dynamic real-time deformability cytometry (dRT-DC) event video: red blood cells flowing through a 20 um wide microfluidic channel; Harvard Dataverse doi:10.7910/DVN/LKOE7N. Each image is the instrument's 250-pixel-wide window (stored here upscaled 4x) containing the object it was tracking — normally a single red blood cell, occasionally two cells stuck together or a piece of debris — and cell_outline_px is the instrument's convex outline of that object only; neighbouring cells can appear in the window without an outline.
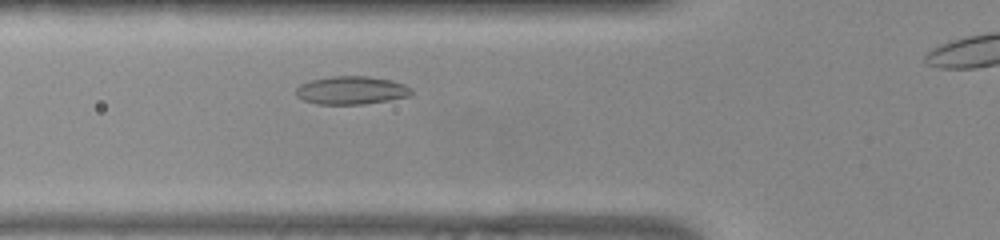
{"species": "common noctule bat (a hibernating species)", "species_latin": "Nyctalus noctula", "temperature_condition": "warm", "stored_images_in_passage": 29, "camera_frame_rate_fps": 3000, "um_per_image_px": 0.085, "animal": {"sex": "female", "body_mass_g": 22.0, "forearm_length_mm": 56.7}, "frame": {"image": 1, "passage_image": 4, "time_ms": 1.0, "image_size_px": [1000, 240], "cell_outline_px": [[412, 96], [392, 100], [364, 104], [320, 104], [304, 100], [296, 96], [296, 88], [300, 84], [312, 80], [332, 76], [368, 76], [392, 80], [404, 84], [412, 88]], "centroid_in_image_um": [29.92, 7.68], "position_along_channel_um": 95.9, "area_um2": 19.07}}
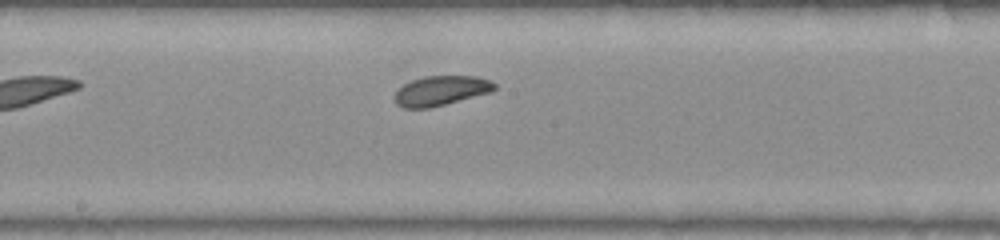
{"frame": {"image": 2, "passage_image": 13, "time_ms": 4.0, "image_size_px": [1000, 240], "cell_outline_px": [[496, 88], [492, 92], [428, 108], [404, 108], [396, 104], [392, 96], [396, 88], [412, 80], [424, 76], [476, 76], [488, 80], [496, 84]], "centroid_in_image_um": [37.42, 7.71], "position_along_channel_um": 210.8, "area_um2": 17.4}}
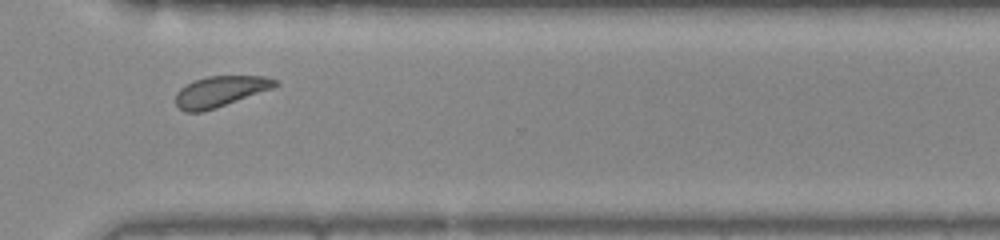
{"frame": {"image": 3, "passage_image": 24, "time_ms": 7.667, "image_size_px": [1000, 240], "cell_outline_px": [[280, 84], [272, 88], [216, 108], [204, 112], [184, 112], [176, 104], [176, 92], [180, 88], [196, 80], [208, 76], [264, 76], [276, 80]], "centroid_in_image_um": [18.71, 7.78], "position_along_channel_um": 351.9, "area_um2": 17.63}}